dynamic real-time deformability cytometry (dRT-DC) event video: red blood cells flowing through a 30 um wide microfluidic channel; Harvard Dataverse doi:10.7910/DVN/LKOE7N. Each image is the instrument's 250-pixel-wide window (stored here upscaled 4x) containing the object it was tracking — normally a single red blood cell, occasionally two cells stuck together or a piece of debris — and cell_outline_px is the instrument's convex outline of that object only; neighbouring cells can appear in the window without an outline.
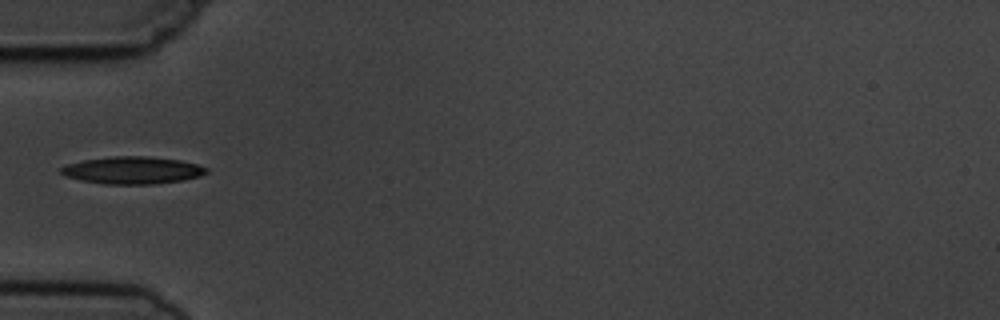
{"species": "common noctule bat (a hibernating species)", "species_latin": "Nyctalus noctula", "temperature_condition": "cold", "stored_images_in_passage": 5, "camera_frame_rate_fps": 3000, "um_per_image_px": 0.085, "animal": {"sex": "male", "body_mass_g": 19.5, "forearm_length_mm": 54.6}, "frame": {"image": 1, "passage_image": 5, "time_ms": 4.667, "image_size_px": [1000, 320], "cell_outline_px": [[208, 172], [200, 176], [180, 180], [152, 184], [104, 184], [80, 180], [64, 176], [60, 172], [60, 168], [68, 164], [84, 160], [112, 156], [148, 156], [180, 160], [196, 164], [208, 168]], "centroid_in_image_um": [11.24, 14.47], "position_along_channel_um": 73.8, "area_um2": 23.06}}